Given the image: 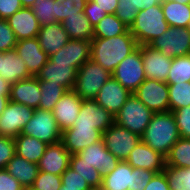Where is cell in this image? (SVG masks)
I'll return each instance as SVG.
<instances>
[{"label":"cell","instance_id":"obj_10","mask_svg":"<svg viewBox=\"0 0 190 190\" xmlns=\"http://www.w3.org/2000/svg\"><path fill=\"white\" fill-rule=\"evenodd\" d=\"M102 140L106 148L120 161H126L130 152L141 141V136L114 123L104 133Z\"/></svg>","mask_w":190,"mask_h":190},{"label":"cell","instance_id":"obj_38","mask_svg":"<svg viewBox=\"0 0 190 190\" xmlns=\"http://www.w3.org/2000/svg\"><path fill=\"white\" fill-rule=\"evenodd\" d=\"M88 0H54V14L57 22L84 12Z\"/></svg>","mask_w":190,"mask_h":190},{"label":"cell","instance_id":"obj_46","mask_svg":"<svg viewBox=\"0 0 190 190\" xmlns=\"http://www.w3.org/2000/svg\"><path fill=\"white\" fill-rule=\"evenodd\" d=\"M17 39L7 20L0 19V51L15 49Z\"/></svg>","mask_w":190,"mask_h":190},{"label":"cell","instance_id":"obj_25","mask_svg":"<svg viewBox=\"0 0 190 190\" xmlns=\"http://www.w3.org/2000/svg\"><path fill=\"white\" fill-rule=\"evenodd\" d=\"M37 38L42 50L48 56L55 54L70 40L62 22L41 26Z\"/></svg>","mask_w":190,"mask_h":190},{"label":"cell","instance_id":"obj_14","mask_svg":"<svg viewBox=\"0 0 190 190\" xmlns=\"http://www.w3.org/2000/svg\"><path fill=\"white\" fill-rule=\"evenodd\" d=\"M91 42L79 39H70L49 59L55 64L72 65L77 70L90 59Z\"/></svg>","mask_w":190,"mask_h":190},{"label":"cell","instance_id":"obj_47","mask_svg":"<svg viewBox=\"0 0 190 190\" xmlns=\"http://www.w3.org/2000/svg\"><path fill=\"white\" fill-rule=\"evenodd\" d=\"M15 154L16 143L14 138L0 135V169H5Z\"/></svg>","mask_w":190,"mask_h":190},{"label":"cell","instance_id":"obj_44","mask_svg":"<svg viewBox=\"0 0 190 190\" xmlns=\"http://www.w3.org/2000/svg\"><path fill=\"white\" fill-rule=\"evenodd\" d=\"M155 174L156 172L152 170L132 167L130 186H128L127 190H144Z\"/></svg>","mask_w":190,"mask_h":190},{"label":"cell","instance_id":"obj_49","mask_svg":"<svg viewBox=\"0 0 190 190\" xmlns=\"http://www.w3.org/2000/svg\"><path fill=\"white\" fill-rule=\"evenodd\" d=\"M22 8L20 0H0V19L7 20Z\"/></svg>","mask_w":190,"mask_h":190},{"label":"cell","instance_id":"obj_34","mask_svg":"<svg viewBox=\"0 0 190 190\" xmlns=\"http://www.w3.org/2000/svg\"><path fill=\"white\" fill-rule=\"evenodd\" d=\"M166 165L174 168H190V139L180 138L166 157Z\"/></svg>","mask_w":190,"mask_h":190},{"label":"cell","instance_id":"obj_29","mask_svg":"<svg viewBox=\"0 0 190 190\" xmlns=\"http://www.w3.org/2000/svg\"><path fill=\"white\" fill-rule=\"evenodd\" d=\"M62 25L70 39L91 42L94 38V27L90 24V21L86 18L84 12H81L79 15L65 18Z\"/></svg>","mask_w":190,"mask_h":190},{"label":"cell","instance_id":"obj_11","mask_svg":"<svg viewBox=\"0 0 190 190\" xmlns=\"http://www.w3.org/2000/svg\"><path fill=\"white\" fill-rule=\"evenodd\" d=\"M34 109L11 100L0 115V135L16 138L32 118Z\"/></svg>","mask_w":190,"mask_h":190},{"label":"cell","instance_id":"obj_20","mask_svg":"<svg viewBox=\"0 0 190 190\" xmlns=\"http://www.w3.org/2000/svg\"><path fill=\"white\" fill-rule=\"evenodd\" d=\"M126 162L133 168L152 170L160 173L163 172L166 165V158L141 140L130 152Z\"/></svg>","mask_w":190,"mask_h":190},{"label":"cell","instance_id":"obj_55","mask_svg":"<svg viewBox=\"0 0 190 190\" xmlns=\"http://www.w3.org/2000/svg\"><path fill=\"white\" fill-rule=\"evenodd\" d=\"M8 102H9V96L0 94V115L4 111Z\"/></svg>","mask_w":190,"mask_h":190},{"label":"cell","instance_id":"obj_37","mask_svg":"<svg viewBox=\"0 0 190 190\" xmlns=\"http://www.w3.org/2000/svg\"><path fill=\"white\" fill-rule=\"evenodd\" d=\"M190 82V54L172 59L167 84Z\"/></svg>","mask_w":190,"mask_h":190},{"label":"cell","instance_id":"obj_9","mask_svg":"<svg viewBox=\"0 0 190 190\" xmlns=\"http://www.w3.org/2000/svg\"><path fill=\"white\" fill-rule=\"evenodd\" d=\"M111 75L124 88L133 93L146 79L141 49L138 47L134 52L123 59Z\"/></svg>","mask_w":190,"mask_h":190},{"label":"cell","instance_id":"obj_4","mask_svg":"<svg viewBox=\"0 0 190 190\" xmlns=\"http://www.w3.org/2000/svg\"><path fill=\"white\" fill-rule=\"evenodd\" d=\"M100 64L89 59L78 69L73 91L82 99H95L100 88L111 77Z\"/></svg>","mask_w":190,"mask_h":190},{"label":"cell","instance_id":"obj_59","mask_svg":"<svg viewBox=\"0 0 190 190\" xmlns=\"http://www.w3.org/2000/svg\"><path fill=\"white\" fill-rule=\"evenodd\" d=\"M0 72H1V51H0Z\"/></svg>","mask_w":190,"mask_h":190},{"label":"cell","instance_id":"obj_19","mask_svg":"<svg viewBox=\"0 0 190 190\" xmlns=\"http://www.w3.org/2000/svg\"><path fill=\"white\" fill-rule=\"evenodd\" d=\"M15 50L24 60L26 68L32 76H36L49 60V56L42 50L37 37L18 40Z\"/></svg>","mask_w":190,"mask_h":190},{"label":"cell","instance_id":"obj_24","mask_svg":"<svg viewBox=\"0 0 190 190\" xmlns=\"http://www.w3.org/2000/svg\"><path fill=\"white\" fill-rule=\"evenodd\" d=\"M18 40L36 38L41 25L31 8L23 7L7 19Z\"/></svg>","mask_w":190,"mask_h":190},{"label":"cell","instance_id":"obj_57","mask_svg":"<svg viewBox=\"0 0 190 190\" xmlns=\"http://www.w3.org/2000/svg\"><path fill=\"white\" fill-rule=\"evenodd\" d=\"M172 1L179 2L182 4H190V0H172Z\"/></svg>","mask_w":190,"mask_h":190},{"label":"cell","instance_id":"obj_48","mask_svg":"<svg viewBox=\"0 0 190 190\" xmlns=\"http://www.w3.org/2000/svg\"><path fill=\"white\" fill-rule=\"evenodd\" d=\"M84 15L90 21V24L95 27L107 13L98 7V3H95L93 0H88L84 9Z\"/></svg>","mask_w":190,"mask_h":190},{"label":"cell","instance_id":"obj_3","mask_svg":"<svg viewBox=\"0 0 190 190\" xmlns=\"http://www.w3.org/2000/svg\"><path fill=\"white\" fill-rule=\"evenodd\" d=\"M169 27L164 18L162 6L158 4L139 11L129 30L138 45H148L152 40L161 36Z\"/></svg>","mask_w":190,"mask_h":190},{"label":"cell","instance_id":"obj_18","mask_svg":"<svg viewBox=\"0 0 190 190\" xmlns=\"http://www.w3.org/2000/svg\"><path fill=\"white\" fill-rule=\"evenodd\" d=\"M82 99L73 91L68 90L56 103L53 116L61 131L71 128L80 113Z\"/></svg>","mask_w":190,"mask_h":190},{"label":"cell","instance_id":"obj_5","mask_svg":"<svg viewBox=\"0 0 190 190\" xmlns=\"http://www.w3.org/2000/svg\"><path fill=\"white\" fill-rule=\"evenodd\" d=\"M153 114L132 94L116 114L115 123L132 133L142 136Z\"/></svg>","mask_w":190,"mask_h":190},{"label":"cell","instance_id":"obj_6","mask_svg":"<svg viewBox=\"0 0 190 190\" xmlns=\"http://www.w3.org/2000/svg\"><path fill=\"white\" fill-rule=\"evenodd\" d=\"M21 134L35 137L47 145L61 142L62 131L53 116V111L35 109L32 118L24 126Z\"/></svg>","mask_w":190,"mask_h":190},{"label":"cell","instance_id":"obj_32","mask_svg":"<svg viewBox=\"0 0 190 190\" xmlns=\"http://www.w3.org/2000/svg\"><path fill=\"white\" fill-rule=\"evenodd\" d=\"M75 172H77L93 190H100L102 187L103 176L92 165L84 162L78 154L70 156V165Z\"/></svg>","mask_w":190,"mask_h":190},{"label":"cell","instance_id":"obj_1","mask_svg":"<svg viewBox=\"0 0 190 190\" xmlns=\"http://www.w3.org/2000/svg\"><path fill=\"white\" fill-rule=\"evenodd\" d=\"M138 43L128 29L124 34L110 38H93L90 59L113 73L118 64L138 48Z\"/></svg>","mask_w":190,"mask_h":190},{"label":"cell","instance_id":"obj_16","mask_svg":"<svg viewBox=\"0 0 190 190\" xmlns=\"http://www.w3.org/2000/svg\"><path fill=\"white\" fill-rule=\"evenodd\" d=\"M131 95L128 89L111 76L100 88L94 100L115 117Z\"/></svg>","mask_w":190,"mask_h":190},{"label":"cell","instance_id":"obj_53","mask_svg":"<svg viewBox=\"0 0 190 190\" xmlns=\"http://www.w3.org/2000/svg\"><path fill=\"white\" fill-rule=\"evenodd\" d=\"M164 0H132V3L139 11L148 9L151 6L162 4Z\"/></svg>","mask_w":190,"mask_h":190},{"label":"cell","instance_id":"obj_36","mask_svg":"<svg viewBox=\"0 0 190 190\" xmlns=\"http://www.w3.org/2000/svg\"><path fill=\"white\" fill-rule=\"evenodd\" d=\"M169 111L190 106V82L168 84Z\"/></svg>","mask_w":190,"mask_h":190},{"label":"cell","instance_id":"obj_56","mask_svg":"<svg viewBox=\"0 0 190 190\" xmlns=\"http://www.w3.org/2000/svg\"><path fill=\"white\" fill-rule=\"evenodd\" d=\"M20 1L23 7H28V8H30L35 2V0H20Z\"/></svg>","mask_w":190,"mask_h":190},{"label":"cell","instance_id":"obj_43","mask_svg":"<svg viewBox=\"0 0 190 190\" xmlns=\"http://www.w3.org/2000/svg\"><path fill=\"white\" fill-rule=\"evenodd\" d=\"M138 12L132 0H119L115 14L130 29Z\"/></svg>","mask_w":190,"mask_h":190},{"label":"cell","instance_id":"obj_8","mask_svg":"<svg viewBox=\"0 0 190 190\" xmlns=\"http://www.w3.org/2000/svg\"><path fill=\"white\" fill-rule=\"evenodd\" d=\"M132 94L153 113L169 111V90L166 82L145 79Z\"/></svg>","mask_w":190,"mask_h":190},{"label":"cell","instance_id":"obj_50","mask_svg":"<svg viewBox=\"0 0 190 190\" xmlns=\"http://www.w3.org/2000/svg\"><path fill=\"white\" fill-rule=\"evenodd\" d=\"M0 190H24V187L6 169H0Z\"/></svg>","mask_w":190,"mask_h":190},{"label":"cell","instance_id":"obj_26","mask_svg":"<svg viewBox=\"0 0 190 190\" xmlns=\"http://www.w3.org/2000/svg\"><path fill=\"white\" fill-rule=\"evenodd\" d=\"M0 76L10 84L32 77L26 68L24 60L17 54L15 49L1 51Z\"/></svg>","mask_w":190,"mask_h":190},{"label":"cell","instance_id":"obj_27","mask_svg":"<svg viewBox=\"0 0 190 190\" xmlns=\"http://www.w3.org/2000/svg\"><path fill=\"white\" fill-rule=\"evenodd\" d=\"M5 169L11 176L16 178L24 188L32 187L39 172L38 164L29 162L18 154L13 156Z\"/></svg>","mask_w":190,"mask_h":190},{"label":"cell","instance_id":"obj_15","mask_svg":"<svg viewBox=\"0 0 190 190\" xmlns=\"http://www.w3.org/2000/svg\"><path fill=\"white\" fill-rule=\"evenodd\" d=\"M114 123L115 117L94 99H90L82 101L80 113L73 125L94 126L104 133Z\"/></svg>","mask_w":190,"mask_h":190},{"label":"cell","instance_id":"obj_58","mask_svg":"<svg viewBox=\"0 0 190 190\" xmlns=\"http://www.w3.org/2000/svg\"><path fill=\"white\" fill-rule=\"evenodd\" d=\"M24 190H34L32 187L24 188Z\"/></svg>","mask_w":190,"mask_h":190},{"label":"cell","instance_id":"obj_28","mask_svg":"<svg viewBox=\"0 0 190 190\" xmlns=\"http://www.w3.org/2000/svg\"><path fill=\"white\" fill-rule=\"evenodd\" d=\"M14 140L16 143V154L36 164L39 163L48 146L41 140L25 134H19Z\"/></svg>","mask_w":190,"mask_h":190},{"label":"cell","instance_id":"obj_2","mask_svg":"<svg viewBox=\"0 0 190 190\" xmlns=\"http://www.w3.org/2000/svg\"><path fill=\"white\" fill-rule=\"evenodd\" d=\"M180 139L172 111L154 113L141 140L165 158L171 147Z\"/></svg>","mask_w":190,"mask_h":190},{"label":"cell","instance_id":"obj_45","mask_svg":"<svg viewBox=\"0 0 190 190\" xmlns=\"http://www.w3.org/2000/svg\"><path fill=\"white\" fill-rule=\"evenodd\" d=\"M180 138L190 139V106L172 111Z\"/></svg>","mask_w":190,"mask_h":190},{"label":"cell","instance_id":"obj_17","mask_svg":"<svg viewBox=\"0 0 190 190\" xmlns=\"http://www.w3.org/2000/svg\"><path fill=\"white\" fill-rule=\"evenodd\" d=\"M78 155L102 176L112 172L120 161L106 148L102 139L84 148Z\"/></svg>","mask_w":190,"mask_h":190},{"label":"cell","instance_id":"obj_42","mask_svg":"<svg viewBox=\"0 0 190 190\" xmlns=\"http://www.w3.org/2000/svg\"><path fill=\"white\" fill-rule=\"evenodd\" d=\"M61 186V176L39 171L32 188L34 190H59Z\"/></svg>","mask_w":190,"mask_h":190},{"label":"cell","instance_id":"obj_52","mask_svg":"<svg viewBox=\"0 0 190 190\" xmlns=\"http://www.w3.org/2000/svg\"><path fill=\"white\" fill-rule=\"evenodd\" d=\"M98 3V7L106 11L107 14H115L119 0H93Z\"/></svg>","mask_w":190,"mask_h":190},{"label":"cell","instance_id":"obj_40","mask_svg":"<svg viewBox=\"0 0 190 190\" xmlns=\"http://www.w3.org/2000/svg\"><path fill=\"white\" fill-rule=\"evenodd\" d=\"M30 8L41 26L57 23L54 14V0H35Z\"/></svg>","mask_w":190,"mask_h":190},{"label":"cell","instance_id":"obj_23","mask_svg":"<svg viewBox=\"0 0 190 190\" xmlns=\"http://www.w3.org/2000/svg\"><path fill=\"white\" fill-rule=\"evenodd\" d=\"M40 99L39 80L35 76L11 84L9 100L35 110L39 108Z\"/></svg>","mask_w":190,"mask_h":190},{"label":"cell","instance_id":"obj_30","mask_svg":"<svg viewBox=\"0 0 190 190\" xmlns=\"http://www.w3.org/2000/svg\"><path fill=\"white\" fill-rule=\"evenodd\" d=\"M164 18L170 27H189L190 4L164 0L161 4Z\"/></svg>","mask_w":190,"mask_h":190},{"label":"cell","instance_id":"obj_51","mask_svg":"<svg viewBox=\"0 0 190 190\" xmlns=\"http://www.w3.org/2000/svg\"><path fill=\"white\" fill-rule=\"evenodd\" d=\"M144 190H171L164 172L156 173Z\"/></svg>","mask_w":190,"mask_h":190},{"label":"cell","instance_id":"obj_22","mask_svg":"<svg viewBox=\"0 0 190 190\" xmlns=\"http://www.w3.org/2000/svg\"><path fill=\"white\" fill-rule=\"evenodd\" d=\"M70 156L61 142L48 145L38 163L39 171L61 176L70 165Z\"/></svg>","mask_w":190,"mask_h":190},{"label":"cell","instance_id":"obj_39","mask_svg":"<svg viewBox=\"0 0 190 190\" xmlns=\"http://www.w3.org/2000/svg\"><path fill=\"white\" fill-rule=\"evenodd\" d=\"M163 172L171 190H190V168H174L165 165Z\"/></svg>","mask_w":190,"mask_h":190},{"label":"cell","instance_id":"obj_41","mask_svg":"<svg viewBox=\"0 0 190 190\" xmlns=\"http://www.w3.org/2000/svg\"><path fill=\"white\" fill-rule=\"evenodd\" d=\"M63 190H93L90 185L71 167L61 175Z\"/></svg>","mask_w":190,"mask_h":190},{"label":"cell","instance_id":"obj_31","mask_svg":"<svg viewBox=\"0 0 190 190\" xmlns=\"http://www.w3.org/2000/svg\"><path fill=\"white\" fill-rule=\"evenodd\" d=\"M132 166L126 161H119L117 167L103 176L100 190H127L130 186Z\"/></svg>","mask_w":190,"mask_h":190},{"label":"cell","instance_id":"obj_13","mask_svg":"<svg viewBox=\"0 0 190 190\" xmlns=\"http://www.w3.org/2000/svg\"><path fill=\"white\" fill-rule=\"evenodd\" d=\"M146 79L167 82L172 59L149 45H139Z\"/></svg>","mask_w":190,"mask_h":190},{"label":"cell","instance_id":"obj_35","mask_svg":"<svg viewBox=\"0 0 190 190\" xmlns=\"http://www.w3.org/2000/svg\"><path fill=\"white\" fill-rule=\"evenodd\" d=\"M39 87L41 99L38 109L40 110L53 111L57 101L67 92L63 86L48 81H39Z\"/></svg>","mask_w":190,"mask_h":190},{"label":"cell","instance_id":"obj_12","mask_svg":"<svg viewBox=\"0 0 190 190\" xmlns=\"http://www.w3.org/2000/svg\"><path fill=\"white\" fill-rule=\"evenodd\" d=\"M102 139V132L94 126L73 125L62 131L61 143L72 155L78 154L84 148Z\"/></svg>","mask_w":190,"mask_h":190},{"label":"cell","instance_id":"obj_21","mask_svg":"<svg viewBox=\"0 0 190 190\" xmlns=\"http://www.w3.org/2000/svg\"><path fill=\"white\" fill-rule=\"evenodd\" d=\"M77 73L72 65L55 64L49 59L35 77L39 81L59 84L68 91L73 90Z\"/></svg>","mask_w":190,"mask_h":190},{"label":"cell","instance_id":"obj_33","mask_svg":"<svg viewBox=\"0 0 190 190\" xmlns=\"http://www.w3.org/2000/svg\"><path fill=\"white\" fill-rule=\"evenodd\" d=\"M128 29L116 14H107L94 27V38L115 37L124 34Z\"/></svg>","mask_w":190,"mask_h":190},{"label":"cell","instance_id":"obj_7","mask_svg":"<svg viewBox=\"0 0 190 190\" xmlns=\"http://www.w3.org/2000/svg\"><path fill=\"white\" fill-rule=\"evenodd\" d=\"M148 45L160 50L171 59L188 55L190 54V30L188 27H169Z\"/></svg>","mask_w":190,"mask_h":190},{"label":"cell","instance_id":"obj_54","mask_svg":"<svg viewBox=\"0 0 190 190\" xmlns=\"http://www.w3.org/2000/svg\"><path fill=\"white\" fill-rule=\"evenodd\" d=\"M11 84L0 76V94L10 96Z\"/></svg>","mask_w":190,"mask_h":190}]
</instances>
